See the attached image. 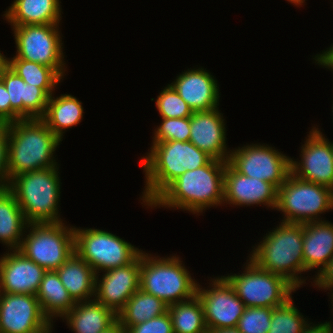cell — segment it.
<instances>
[{"instance_id":"obj_23","label":"cell","mask_w":333,"mask_h":333,"mask_svg":"<svg viewBox=\"0 0 333 333\" xmlns=\"http://www.w3.org/2000/svg\"><path fill=\"white\" fill-rule=\"evenodd\" d=\"M60 3V0H14L2 16L11 27L60 24L63 14Z\"/></svg>"},{"instance_id":"obj_7","label":"cell","mask_w":333,"mask_h":333,"mask_svg":"<svg viewBox=\"0 0 333 333\" xmlns=\"http://www.w3.org/2000/svg\"><path fill=\"white\" fill-rule=\"evenodd\" d=\"M275 210L282 213L283 222L304 224L324 220L321 214L333 210V190L290 173L278 188Z\"/></svg>"},{"instance_id":"obj_35","label":"cell","mask_w":333,"mask_h":333,"mask_svg":"<svg viewBox=\"0 0 333 333\" xmlns=\"http://www.w3.org/2000/svg\"><path fill=\"white\" fill-rule=\"evenodd\" d=\"M273 308L245 307L237 328L241 333H268Z\"/></svg>"},{"instance_id":"obj_22","label":"cell","mask_w":333,"mask_h":333,"mask_svg":"<svg viewBox=\"0 0 333 333\" xmlns=\"http://www.w3.org/2000/svg\"><path fill=\"white\" fill-rule=\"evenodd\" d=\"M302 254L305 273L314 270L319 273L333 257V223L331 221L319 220L303 224Z\"/></svg>"},{"instance_id":"obj_18","label":"cell","mask_w":333,"mask_h":333,"mask_svg":"<svg viewBox=\"0 0 333 333\" xmlns=\"http://www.w3.org/2000/svg\"><path fill=\"white\" fill-rule=\"evenodd\" d=\"M189 141L213 159L229 161L231 149L226 143V123L219 107L209 111H194L190 117Z\"/></svg>"},{"instance_id":"obj_29","label":"cell","mask_w":333,"mask_h":333,"mask_svg":"<svg viewBox=\"0 0 333 333\" xmlns=\"http://www.w3.org/2000/svg\"><path fill=\"white\" fill-rule=\"evenodd\" d=\"M168 306L163 300L139 288L117 314V319L126 329L163 315L168 312Z\"/></svg>"},{"instance_id":"obj_20","label":"cell","mask_w":333,"mask_h":333,"mask_svg":"<svg viewBox=\"0 0 333 333\" xmlns=\"http://www.w3.org/2000/svg\"><path fill=\"white\" fill-rule=\"evenodd\" d=\"M170 85L182 97L192 111H209L219 106L220 88L209 70L197 65L188 68L173 79Z\"/></svg>"},{"instance_id":"obj_31","label":"cell","mask_w":333,"mask_h":333,"mask_svg":"<svg viewBox=\"0 0 333 333\" xmlns=\"http://www.w3.org/2000/svg\"><path fill=\"white\" fill-rule=\"evenodd\" d=\"M9 68L25 83L42 88L49 96L64 80L52 67L23 59H9Z\"/></svg>"},{"instance_id":"obj_21","label":"cell","mask_w":333,"mask_h":333,"mask_svg":"<svg viewBox=\"0 0 333 333\" xmlns=\"http://www.w3.org/2000/svg\"><path fill=\"white\" fill-rule=\"evenodd\" d=\"M0 80L8 91L11 107L23 119H41L44 116L50 96L42 88L25 83L10 68Z\"/></svg>"},{"instance_id":"obj_48","label":"cell","mask_w":333,"mask_h":333,"mask_svg":"<svg viewBox=\"0 0 333 333\" xmlns=\"http://www.w3.org/2000/svg\"><path fill=\"white\" fill-rule=\"evenodd\" d=\"M54 327H51L48 331L44 332V333H52L53 332V329Z\"/></svg>"},{"instance_id":"obj_9","label":"cell","mask_w":333,"mask_h":333,"mask_svg":"<svg viewBox=\"0 0 333 333\" xmlns=\"http://www.w3.org/2000/svg\"><path fill=\"white\" fill-rule=\"evenodd\" d=\"M243 272L223 277L233 287L245 307L276 308L284 304L297 289L284 277L259 268L249 258Z\"/></svg>"},{"instance_id":"obj_11","label":"cell","mask_w":333,"mask_h":333,"mask_svg":"<svg viewBox=\"0 0 333 333\" xmlns=\"http://www.w3.org/2000/svg\"><path fill=\"white\" fill-rule=\"evenodd\" d=\"M60 24H32L10 27L16 53L9 59H23L52 67L63 79L66 59Z\"/></svg>"},{"instance_id":"obj_34","label":"cell","mask_w":333,"mask_h":333,"mask_svg":"<svg viewBox=\"0 0 333 333\" xmlns=\"http://www.w3.org/2000/svg\"><path fill=\"white\" fill-rule=\"evenodd\" d=\"M159 126L154 129L152 142L181 141L189 142L191 127L190 117L162 118Z\"/></svg>"},{"instance_id":"obj_47","label":"cell","mask_w":333,"mask_h":333,"mask_svg":"<svg viewBox=\"0 0 333 333\" xmlns=\"http://www.w3.org/2000/svg\"><path fill=\"white\" fill-rule=\"evenodd\" d=\"M7 124L8 123L0 117V133L7 127Z\"/></svg>"},{"instance_id":"obj_6","label":"cell","mask_w":333,"mask_h":333,"mask_svg":"<svg viewBox=\"0 0 333 333\" xmlns=\"http://www.w3.org/2000/svg\"><path fill=\"white\" fill-rule=\"evenodd\" d=\"M184 264L176 254L160 257L142 251L139 288L163 300L167 305L193 298L198 283Z\"/></svg>"},{"instance_id":"obj_32","label":"cell","mask_w":333,"mask_h":333,"mask_svg":"<svg viewBox=\"0 0 333 333\" xmlns=\"http://www.w3.org/2000/svg\"><path fill=\"white\" fill-rule=\"evenodd\" d=\"M294 297L284 304L273 308L270 329L268 333H302L309 323L300 310L295 306ZM305 317V318H304Z\"/></svg>"},{"instance_id":"obj_12","label":"cell","mask_w":333,"mask_h":333,"mask_svg":"<svg viewBox=\"0 0 333 333\" xmlns=\"http://www.w3.org/2000/svg\"><path fill=\"white\" fill-rule=\"evenodd\" d=\"M265 144L232 148L228 163L240 174L269 182L278 189L291 173V156Z\"/></svg>"},{"instance_id":"obj_36","label":"cell","mask_w":333,"mask_h":333,"mask_svg":"<svg viewBox=\"0 0 333 333\" xmlns=\"http://www.w3.org/2000/svg\"><path fill=\"white\" fill-rule=\"evenodd\" d=\"M126 333H174L171 315L166 312L144 323L127 327Z\"/></svg>"},{"instance_id":"obj_25","label":"cell","mask_w":333,"mask_h":333,"mask_svg":"<svg viewBox=\"0 0 333 333\" xmlns=\"http://www.w3.org/2000/svg\"><path fill=\"white\" fill-rule=\"evenodd\" d=\"M56 272L75 303L94 299L96 274L76 252Z\"/></svg>"},{"instance_id":"obj_2","label":"cell","mask_w":333,"mask_h":333,"mask_svg":"<svg viewBox=\"0 0 333 333\" xmlns=\"http://www.w3.org/2000/svg\"><path fill=\"white\" fill-rule=\"evenodd\" d=\"M140 160L145 174L140 199L148 206L172 181L187 170L207 165L213 158L189 142L166 141L151 143Z\"/></svg>"},{"instance_id":"obj_30","label":"cell","mask_w":333,"mask_h":333,"mask_svg":"<svg viewBox=\"0 0 333 333\" xmlns=\"http://www.w3.org/2000/svg\"><path fill=\"white\" fill-rule=\"evenodd\" d=\"M174 333H208L202 303L197 295L168 306Z\"/></svg>"},{"instance_id":"obj_45","label":"cell","mask_w":333,"mask_h":333,"mask_svg":"<svg viewBox=\"0 0 333 333\" xmlns=\"http://www.w3.org/2000/svg\"><path fill=\"white\" fill-rule=\"evenodd\" d=\"M326 291H330V293L328 292V295H329V298H330V302H331V307L330 308H332L331 310V313L333 312V289H327V290H325L324 292H326ZM332 316H333V313H332ZM332 328H333V320L331 321H326Z\"/></svg>"},{"instance_id":"obj_27","label":"cell","mask_w":333,"mask_h":333,"mask_svg":"<svg viewBox=\"0 0 333 333\" xmlns=\"http://www.w3.org/2000/svg\"><path fill=\"white\" fill-rule=\"evenodd\" d=\"M28 224L14 194L0 188V243L7 250H18Z\"/></svg>"},{"instance_id":"obj_33","label":"cell","mask_w":333,"mask_h":333,"mask_svg":"<svg viewBox=\"0 0 333 333\" xmlns=\"http://www.w3.org/2000/svg\"><path fill=\"white\" fill-rule=\"evenodd\" d=\"M155 99V106L161 118H186L193 114L185 100L168 84Z\"/></svg>"},{"instance_id":"obj_24","label":"cell","mask_w":333,"mask_h":333,"mask_svg":"<svg viewBox=\"0 0 333 333\" xmlns=\"http://www.w3.org/2000/svg\"><path fill=\"white\" fill-rule=\"evenodd\" d=\"M62 320L74 333H101L118 319L114 311L92 299L76 302Z\"/></svg>"},{"instance_id":"obj_41","label":"cell","mask_w":333,"mask_h":333,"mask_svg":"<svg viewBox=\"0 0 333 333\" xmlns=\"http://www.w3.org/2000/svg\"><path fill=\"white\" fill-rule=\"evenodd\" d=\"M302 333H333V328L326 321L317 324L309 321Z\"/></svg>"},{"instance_id":"obj_13","label":"cell","mask_w":333,"mask_h":333,"mask_svg":"<svg viewBox=\"0 0 333 333\" xmlns=\"http://www.w3.org/2000/svg\"><path fill=\"white\" fill-rule=\"evenodd\" d=\"M315 124L311 127L299 158H291V173L298 178L333 190V141Z\"/></svg>"},{"instance_id":"obj_4","label":"cell","mask_w":333,"mask_h":333,"mask_svg":"<svg viewBox=\"0 0 333 333\" xmlns=\"http://www.w3.org/2000/svg\"><path fill=\"white\" fill-rule=\"evenodd\" d=\"M9 179L23 172L59 166L57 147L61 140L41 119H22L7 124Z\"/></svg>"},{"instance_id":"obj_15","label":"cell","mask_w":333,"mask_h":333,"mask_svg":"<svg viewBox=\"0 0 333 333\" xmlns=\"http://www.w3.org/2000/svg\"><path fill=\"white\" fill-rule=\"evenodd\" d=\"M53 326L36 295L0 293L1 333H44Z\"/></svg>"},{"instance_id":"obj_40","label":"cell","mask_w":333,"mask_h":333,"mask_svg":"<svg viewBox=\"0 0 333 333\" xmlns=\"http://www.w3.org/2000/svg\"><path fill=\"white\" fill-rule=\"evenodd\" d=\"M312 57L313 63L318 64L319 67L326 68V70L329 69L333 74V43L329 48L322 52L320 51V53Z\"/></svg>"},{"instance_id":"obj_28","label":"cell","mask_w":333,"mask_h":333,"mask_svg":"<svg viewBox=\"0 0 333 333\" xmlns=\"http://www.w3.org/2000/svg\"><path fill=\"white\" fill-rule=\"evenodd\" d=\"M36 297L44 315L52 324L56 322L54 319H62L75 306L58 273L53 270L45 272Z\"/></svg>"},{"instance_id":"obj_46","label":"cell","mask_w":333,"mask_h":333,"mask_svg":"<svg viewBox=\"0 0 333 333\" xmlns=\"http://www.w3.org/2000/svg\"><path fill=\"white\" fill-rule=\"evenodd\" d=\"M286 1L295 5L296 7H302V5L304 6L306 0H286Z\"/></svg>"},{"instance_id":"obj_14","label":"cell","mask_w":333,"mask_h":333,"mask_svg":"<svg viewBox=\"0 0 333 333\" xmlns=\"http://www.w3.org/2000/svg\"><path fill=\"white\" fill-rule=\"evenodd\" d=\"M216 277L209 279L208 288L202 287L199 282L197 285L196 295L203 306L207 329L234 328L245 305L223 275Z\"/></svg>"},{"instance_id":"obj_43","label":"cell","mask_w":333,"mask_h":333,"mask_svg":"<svg viewBox=\"0 0 333 333\" xmlns=\"http://www.w3.org/2000/svg\"><path fill=\"white\" fill-rule=\"evenodd\" d=\"M9 68V58L6 57L0 50V77Z\"/></svg>"},{"instance_id":"obj_26","label":"cell","mask_w":333,"mask_h":333,"mask_svg":"<svg viewBox=\"0 0 333 333\" xmlns=\"http://www.w3.org/2000/svg\"><path fill=\"white\" fill-rule=\"evenodd\" d=\"M49 97L46 111L41 120L61 141L68 129L77 126L83 119L82 102L71 94Z\"/></svg>"},{"instance_id":"obj_42","label":"cell","mask_w":333,"mask_h":333,"mask_svg":"<svg viewBox=\"0 0 333 333\" xmlns=\"http://www.w3.org/2000/svg\"><path fill=\"white\" fill-rule=\"evenodd\" d=\"M101 333H126V329L117 320L113 325Z\"/></svg>"},{"instance_id":"obj_39","label":"cell","mask_w":333,"mask_h":333,"mask_svg":"<svg viewBox=\"0 0 333 333\" xmlns=\"http://www.w3.org/2000/svg\"><path fill=\"white\" fill-rule=\"evenodd\" d=\"M0 117L8 124L23 119L11 107L8 91L1 80H0Z\"/></svg>"},{"instance_id":"obj_37","label":"cell","mask_w":333,"mask_h":333,"mask_svg":"<svg viewBox=\"0 0 333 333\" xmlns=\"http://www.w3.org/2000/svg\"><path fill=\"white\" fill-rule=\"evenodd\" d=\"M8 131L7 127L0 133V188H8L9 172L7 168Z\"/></svg>"},{"instance_id":"obj_19","label":"cell","mask_w":333,"mask_h":333,"mask_svg":"<svg viewBox=\"0 0 333 333\" xmlns=\"http://www.w3.org/2000/svg\"><path fill=\"white\" fill-rule=\"evenodd\" d=\"M4 253L0 256V293L36 295L46 270L18 250Z\"/></svg>"},{"instance_id":"obj_17","label":"cell","mask_w":333,"mask_h":333,"mask_svg":"<svg viewBox=\"0 0 333 333\" xmlns=\"http://www.w3.org/2000/svg\"><path fill=\"white\" fill-rule=\"evenodd\" d=\"M224 205L266 206L275 210L278 189L271 183L237 172L228 162L224 173Z\"/></svg>"},{"instance_id":"obj_16","label":"cell","mask_w":333,"mask_h":333,"mask_svg":"<svg viewBox=\"0 0 333 333\" xmlns=\"http://www.w3.org/2000/svg\"><path fill=\"white\" fill-rule=\"evenodd\" d=\"M97 274L94 299L118 314L139 289L140 255L129 265Z\"/></svg>"},{"instance_id":"obj_1","label":"cell","mask_w":333,"mask_h":333,"mask_svg":"<svg viewBox=\"0 0 333 333\" xmlns=\"http://www.w3.org/2000/svg\"><path fill=\"white\" fill-rule=\"evenodd\" d=\"M226 163L212 159L203 167L187 170L172 181L146 209H181L199 216L211 207L224 206Z\"/></svg>"},{"instance_id":"obj_10","label":"cell","mask_w":333,"mask_h":333,"mask_svg":"<svg viewBox=\"0 0 333 333\" xmlns=\"http://www.w3.org/2000/svg\"><path fill=\"white\" fill-rule=\"evenodd\" d=\"M75 252L99 274L129 265L143 250L112 232L74 226Z\"/></svg>"},{"instance_id":"obj_3","label":"cell","mask_w":333,"mask_h":333,"mask_svg":"<svg viewBox=\"0 0 333 333\" xmlns=\"http://www.w3.org/2000/svg\"><path fill=\"white\" fill-rule=\"evenodd\" d=\"M257 243L247 257L259 268L284 277L297 290L307 284L309 277L301 275L305 273L303 224L280 221Z\"/></svg>"},{"instance_id":"obj_8","label":"cell","mask_w":333,"mask_h":333,"mask_svg":"<svg viewBox=\"0 0 333 333\" xmlns=\"http://www.w3.org/2000/svg\"><path fill=\"white\" fill-rule=\"evenodd\" d=\"M66 225L29 223L18 251L46 271H56L75 252L74 226Z\"/></svg>"},{"instance_id":"obj_5","label":"cell","mask_w":333,"mask_h":333,"mask_svg":"<svg viewBox=\"0 0 333 333\" xmlns=\"http://www.w3.org/2000/svg\"><path fill=\"white\" fill-rule=\"evenodd\" d=\"M60 166L20 173L8 189L14 194L28 223H60ZM60 210V211H59Z\"/></svg>"},{"instance_id":"obj_44","label":"cell","mask_w":333,"mask_h":333,"mask_svg":"<svg viewBox=\"0 0 333 333\" xmlns=\"http://www.w3.org/2000/svg\"><path fill=\"white\" fill-rule=\"evenodd\" d=\"M208 333H241L237 327L208 330Z\"/></svg>"},{"instance_id":"obj_38","label":"cell","mask_w":333,"mask_h":333,"mask_svg":"<svg viewBox=\"0 0 333 333\" xmlns=\"http://www.w3.org/2000/svg\"><path fill=\"white\" fill-rule=\"evenodd\" d=\"M315 277L310 278L311 284L317 287L318 290L333 289V257H331L328 263L319 271L314 274Z\"/></svg>"}]
</instances>
